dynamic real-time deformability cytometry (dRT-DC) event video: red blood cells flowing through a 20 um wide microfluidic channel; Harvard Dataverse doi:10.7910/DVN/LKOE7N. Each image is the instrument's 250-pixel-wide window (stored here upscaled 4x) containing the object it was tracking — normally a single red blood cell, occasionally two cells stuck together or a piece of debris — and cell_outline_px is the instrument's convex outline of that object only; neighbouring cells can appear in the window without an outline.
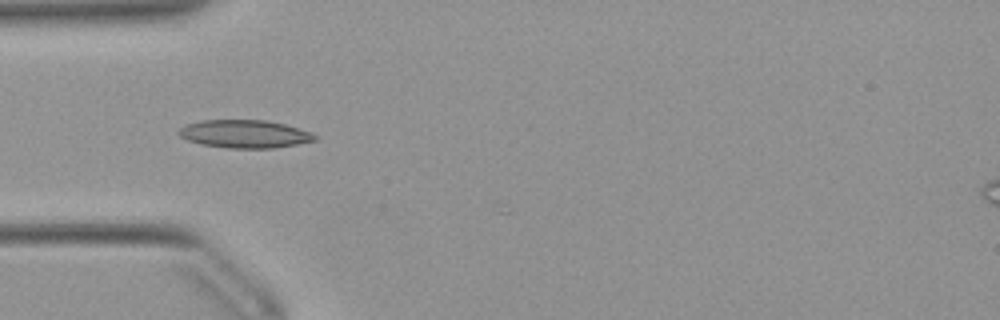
{"species": "Egyptian fruit bat (a non-hibernating species)", "species_latin": "Rousettus aegyptiacus", "temperature_condition": "warm", "stored_images_in_passage": 3, "camera_frame_rate_fps": 3000, "um_per_image_px": 0.085, "animal": {"sex": "female"}, "frame": {"image": 1, "passage_image": 1, "time_ms": 0.0, "image_size_px": [1000, 320], "cell_outline_px": [[316, 140], [276, 148], [228, 148], [200, 144], [188, 140], [180, 136], [176, 132], [184, 124], [200, 120], [264, 120], [284, 124], [312, 132], [316, 136]], "centroid_in_image_um": [20.76, 11.38], "position_along_channel_um": 64.2, "area_um2": 22.25}}